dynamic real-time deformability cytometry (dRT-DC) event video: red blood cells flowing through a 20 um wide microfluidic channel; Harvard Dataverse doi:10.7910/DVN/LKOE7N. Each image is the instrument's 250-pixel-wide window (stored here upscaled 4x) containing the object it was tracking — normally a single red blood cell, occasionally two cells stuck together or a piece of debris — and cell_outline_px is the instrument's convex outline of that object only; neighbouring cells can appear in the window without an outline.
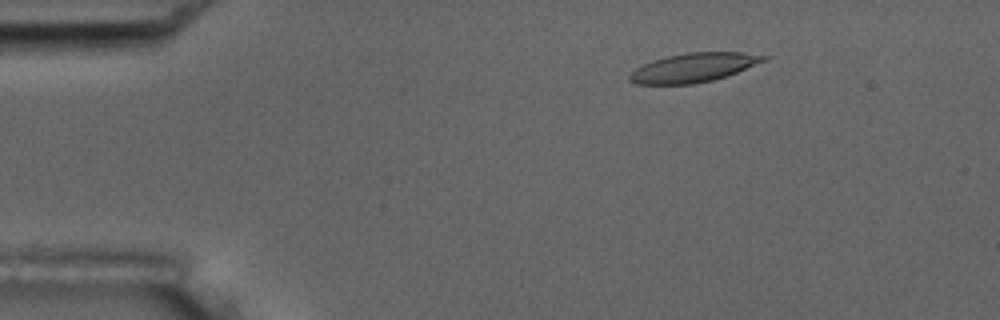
{"species": "common noctule bat (a hibernating species)", "species_latin": "Nyctalus noctula", "temperature_condition": "room temperature", "stored_images_in_passage": 5, "camera_frame_rate_fps": 3000, "um_per_image_px": 0.085, "animal": {"sex": "male", "body_mass_g": 17.5, "forearm_length_mm": 52.3}, "frame": {"image": 1, "passage_image": 2, "time_ms": 1.0, "image_size_px": [1000, 320], "cell_outline_px": [[772, 56], [768, 60], [728, 76], [712, 80], [692, 84], [636, 84], [628, 80], [628, 76], [636, 68], [652, 60], [668, 56], [688, 52], [744, 52]], "centroid_in_image_um": [59.02, 5.74], "position_along_channel_um": 26.0, "area_um2": 22.89}}